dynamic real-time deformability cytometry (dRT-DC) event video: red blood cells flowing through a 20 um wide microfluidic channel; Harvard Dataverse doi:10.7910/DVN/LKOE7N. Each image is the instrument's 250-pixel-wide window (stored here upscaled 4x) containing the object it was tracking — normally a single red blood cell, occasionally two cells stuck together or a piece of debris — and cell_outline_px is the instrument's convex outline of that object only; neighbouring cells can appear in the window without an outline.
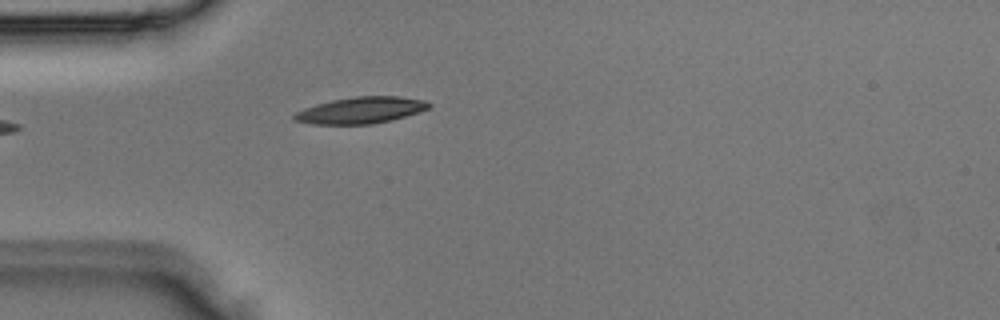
{"species": "Egyptian fruit bat (a non-hibernating species)", "species_latin": "Rousettus aegyptiacus", "temperature_condition": "room temperature", "stored_images_in_passage": 3, "camera_frame_rate_fps": 3000, "um_per_image_px": 0.085, "animal": {"sex": "male"}, "frame": {"image": 1, "passage_image": 3, "time_ms": 0.667, "image_size_px": [1000, 320], "cell_outline_px": [[432, 104], [428, 108], [392, 120], [372, 124], [312, 124], [292, 120], [292, 116], [296, 112], [304, 108], [316, 104], [332, 100], [356, 96], [400, 96], [424, 100]], "centroid_in_image_um": [30.63, 9.37], "position_along_channel_um": 54.4, "area_um2": 20.69}}